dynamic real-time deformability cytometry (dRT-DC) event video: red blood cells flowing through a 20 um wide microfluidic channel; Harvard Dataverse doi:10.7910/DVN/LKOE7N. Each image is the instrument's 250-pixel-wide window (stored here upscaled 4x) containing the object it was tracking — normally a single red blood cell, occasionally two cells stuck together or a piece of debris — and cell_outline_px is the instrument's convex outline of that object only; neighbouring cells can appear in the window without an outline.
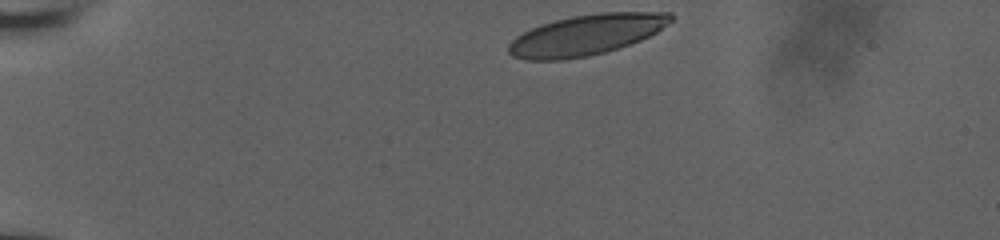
{"species": "human", "species_latin": "Homo sapiens", "temperature_condition": "room temperature", "stored_images_in_passage": 36, "camera_frame_rate_fps": 3000, "um_per_image_px": 0.085, "donor": {"sex": "male"}, "frame": {"image": 1, "passage_image": 1, "time_ms": 0.0, "image_size_px": [1000, 240], "cell_outline_px": [[672, 20], [668, 24], [656, 32], [640, 40], [604, 52], [588, 56], [564, 60], [524, 60], [512, 56], [508, 52], [508, 44], [516, 36], [540, 24], [572, 16], [600, 12], [672, 12]], "centroid_in_image_um": [49.8, 2.96], "position_along_channel_um": 35.2, "area_um2": 38.21}}
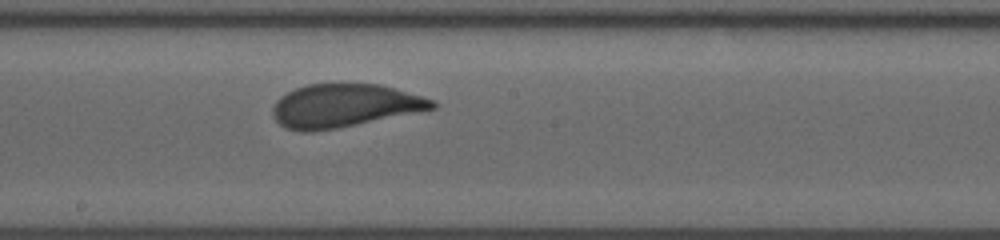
{"frame": {"image": 2, "passage_image": 21, "time_ms": 6.667, "image_size_px": [1000, 240], "cell_outline_px": [[436, 108], [336, 128], [312, 132], [300, 132], [284, 128], [272, 116], [272, 108], [276, 100], [280, 96], [296, 88], [308, 84], [380, 84], [436, 100]], "centroid_in_image_um": [29.22, 8.99], "position_along_channel_um": 219.0, "area_um2": 40.0}}
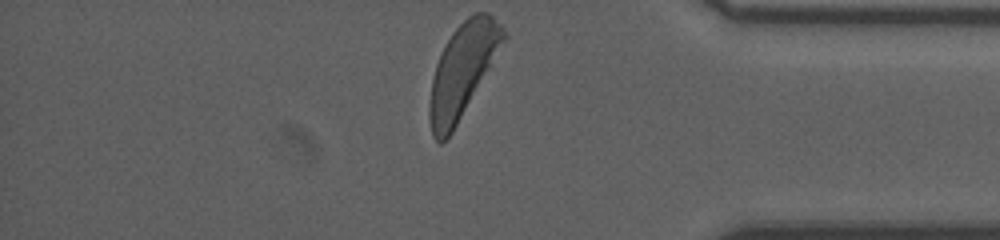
{"frame": {"image": 3, "passage_image": 36, "time_ms": 11.667, "image_size_px": [1000, 240], "cell_outline_px": [[508, 36], [492, 68], [452, 132], [440, 144], [432, 136], [428, 116], [428, 104], [432, 80], [436, 64], [452, 32], [468, 16], [476, 12], [488, 12], [500, 24]], "centroid_in_image_um": [39.34, 6.01], "position_along_channel_um": 395.9, "area_um2": 40.4}, "authors_computed_cell_mechanics": {"area_um2": 40.8935, "velocity_mm_per_s": 3.8841, "shape_relaxation_time_tau1_ms": 4.2337, "shape_relaxation_time_tau2_ms": null, "deformation_change_tau1": 0.1786, "deformation_change_tau2": null}}